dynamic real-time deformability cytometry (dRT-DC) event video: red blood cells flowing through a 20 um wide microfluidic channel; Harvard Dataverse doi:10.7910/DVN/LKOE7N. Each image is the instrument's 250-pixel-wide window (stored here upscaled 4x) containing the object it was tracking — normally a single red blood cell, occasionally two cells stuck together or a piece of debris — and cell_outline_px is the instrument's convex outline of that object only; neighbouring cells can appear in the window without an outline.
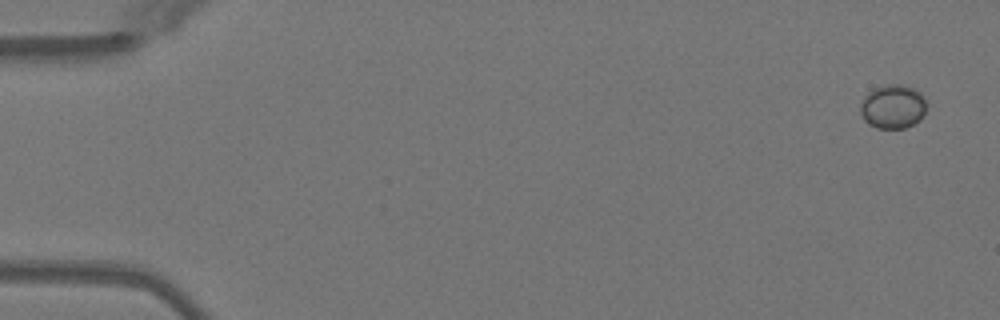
{"species": "Egyptian fruit bat (a non-hibernating species)", "species_latin": "Rousettus aegyptiacus", "temperature_condition": "warm", "stored_images_in_passage": 50, "camera_frame_rate_fps": 3000, "um_per_image_px": 0.085, "animal": {"sex": "female"}, "frame": {"image": 1, "passage_image": 1, "time_ms": 0.0, "image_size_px": [1000, 320], "cell_outline_px": [[924, 112], [920, 120], [904, 128], [876, 128], [868, 124], [860, 116], [860, 104], [864, 96], [868, 92], [884, 84], [900, 84], [916, 88], [924, 96]], "centroid_in_image_um": [75.86, 9.05], "position_along_channel_um": 9.1, "area_um2": 17.05}}
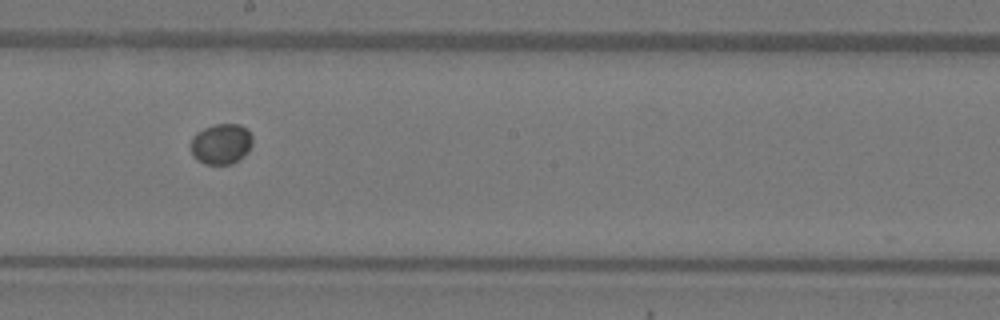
{"frame": {"image": 2, "passage_image": 28, "time_ms": 9.0, "image_size_px": [1000, 320], "cell_outline_px": [[252, 144], [248, 152], [244, 156], [232, 164], [204, 164], [196, 160], [192, 156], [192, 136], [196, 132], [204, 128], [216, 124], [240, 124], [248, 128], [252, 136]], "centroid_in_image_um": [18.82, 12.23], "position_along_channel_um": 229.4, "area_um2": 14.8}}
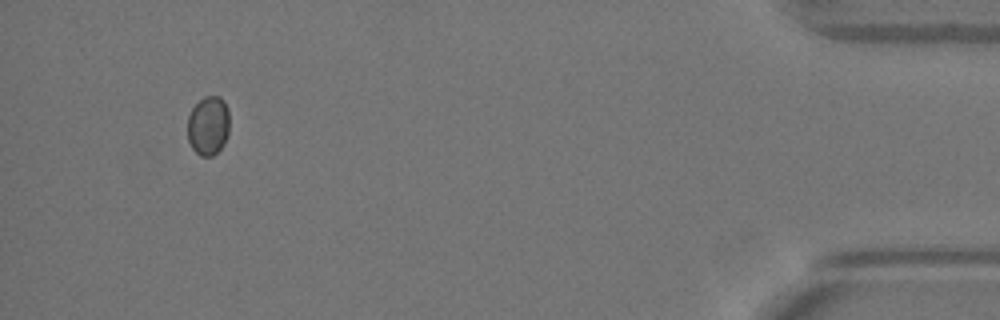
{"frame": {"image": 3, "passage_image": 47, "time_ms": 15.333, "image_size_px": [1000, 320], "cell_outline_px": [[228, 132], [224, 144], [212, 156], [200, 156], [192, 148], [188, 140], [188, 116], [192, 108], [204, 96], [220, 96], [224, 100], [228, 108]], "centroid_in_image_um": [17.7, 10.67], "position_along_channel_um": 417.5, "area_um2": 14.45}}